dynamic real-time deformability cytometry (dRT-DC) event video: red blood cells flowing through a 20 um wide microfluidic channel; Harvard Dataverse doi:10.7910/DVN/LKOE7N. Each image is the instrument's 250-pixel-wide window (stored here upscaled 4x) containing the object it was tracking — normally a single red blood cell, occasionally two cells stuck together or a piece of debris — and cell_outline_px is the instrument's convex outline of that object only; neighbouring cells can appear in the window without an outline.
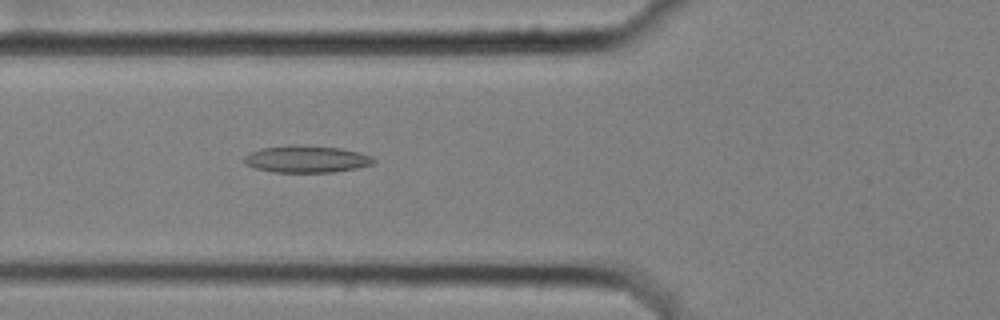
{"species": "common noctule bat (a hibernating species)", "species_latin": "Nyctalus noctula", "temperature_condition": "cold", "stored_images_in_passage": 47, "camera_frame_rate_fps": 3000, "um_per_image_px": 0.085, "animal": {"sex": "female", "body_mass_g": 25.1}, "frame": {"image": 1, "passage_image": 12, "time_ms": 3.667, "image_size_px": [1000, 320], "cell_outline_px": [[376, 160], [372, 164], [360, 168], [332, 172], [272, 172], [256, 168], [244, 164], [244, 156], [248, 152], [260, 148], [292, 144], [296, 144], [340, 148], [360, 152], [372, 156]], "centroid_in_image_um": [26.04, 13.51], "position_along_channel_um": 99.8, "area_um2": 20.69}}
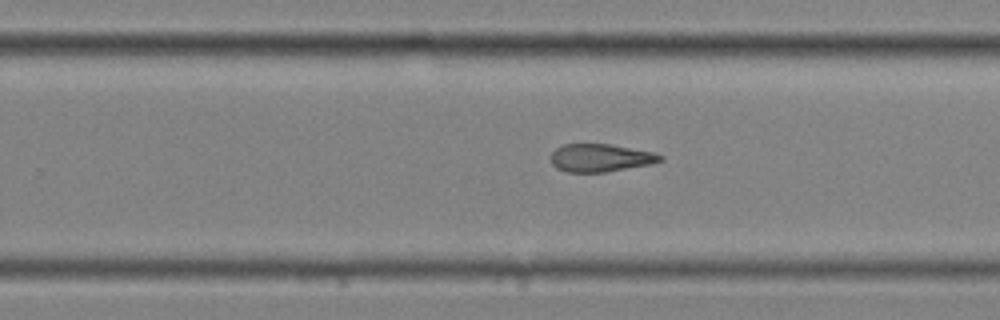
{"frame": {"image": 2, "passage_image": 27, "time_ms": 8.667, "image_size_px": [1000, 320], "cell_outline_px": [[664, 160], [652, 164], [604, 172], [568, 172], [556, 168], [552, 164], [548, 156], [556, 148], [564, 144], [608, 144], [652, 152], [664, 156]], "centroid_in_image_um": [51.01, 13.42], "position_along_channel_um": 278.8, "area_um2": 17.8}}
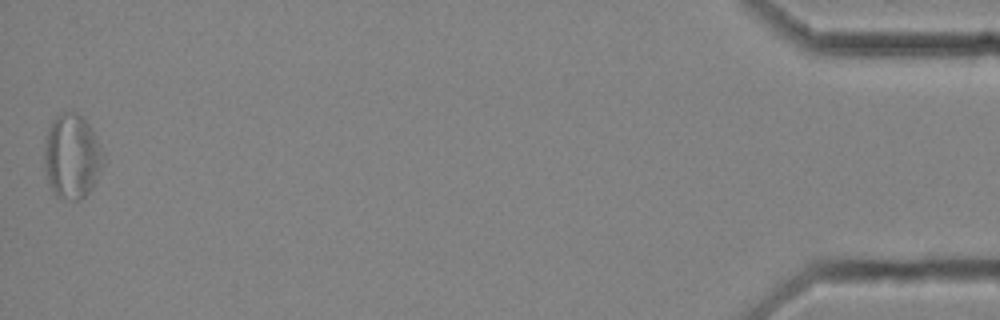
{"frame": {"image": 3, "passage_image": 47, "time_ms": 15.333, "image_size_px": [1000, 320], "cell_outline_px": [[108, 160], [92, 188], [84, 196], [76, 200], [72, 200], [56, 196], [48, 184], [44, 168], [44, 136], [52, 120], [56, 116], [64, 112], [76, 112], [92, 128]], "centroid_in_image_um": [6.13, 13.3], "position_along_channel_um": 429.1, "area_um2": 29.77}, "authors_computed_cell_mechanics": {"area_um2": 20.23, "velocity_mm_per_s": 3.5827, "shape_relaxation_time_tau1_ms": null, "shape_relaxation_time_tau2_ms": 4.5489, "deformation_change_tau1": null, "deformation_change_tau2": 0.1377}}